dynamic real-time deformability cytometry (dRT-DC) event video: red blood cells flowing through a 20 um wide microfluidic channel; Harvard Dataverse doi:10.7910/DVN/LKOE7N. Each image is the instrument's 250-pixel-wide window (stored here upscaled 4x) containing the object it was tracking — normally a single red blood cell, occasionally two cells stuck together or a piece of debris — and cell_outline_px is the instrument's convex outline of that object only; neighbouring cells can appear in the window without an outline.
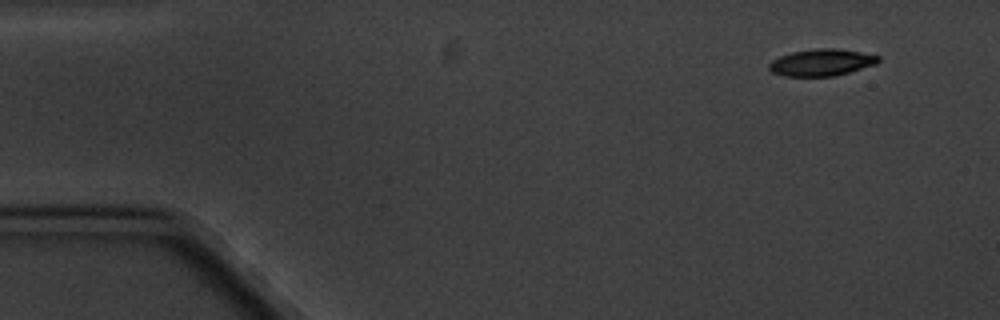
{"species": "common noctule bat (a hibernating species)", "species_latin": "Nyctalus noctula", "temperature_condition": "cold", "stored_images_in_passage": 16, "camera_frame_rate_fps": 3000, "um_per_image_px": 0.085, "animal": {"sex": "male", "body_mass_g": 20.1, "forearm_length_mm": 53.5}, "frame": {"image": 1, "passage_image": 1, "time_ms": 0.0, "image_size_px": [1000, 320], "cell_outline_px": [[880, 60], [876, 64], [848, 72], [832, 76], [784, 76], [772, 72], [768, 68], [768, 64], [772, 60], [780, 56], [792, 52], [816, 48], [836, 48], [860, 52], [880, 56]], "centroid_in_image_um": [69.81, 5.3], "position_along_channel_um": 15.2, "area_um2": 16.99}}
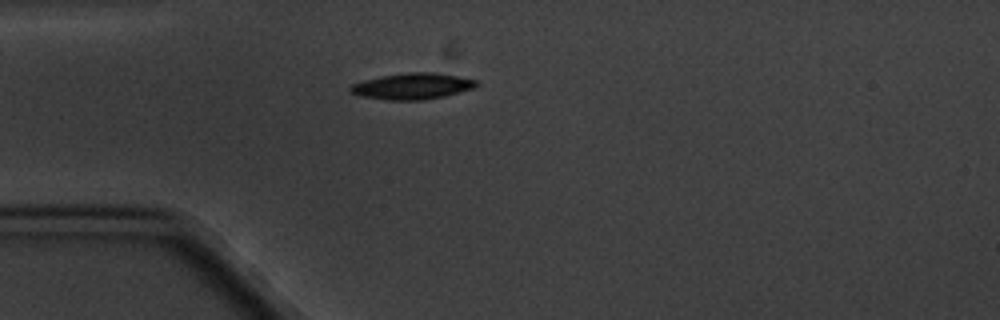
{"frame": {"image": 2, "passage_image": 4, "time_ms": 3.667, "image_size_px": [1000, 320], "cell_outline_px": [[480, 84], [472, 88], [444, 96], [424, 100], [388, 100], [360, 96], [352, 92], [348, 88], [352, 84], [364, 80], [380, 76], [408, 72], [436, 72], [460, 76], [476, 80]], "centroid_in_image_um": [35.06, 7.32], "position_along_channel_um": 49.9, "area_um2": 19.25}}
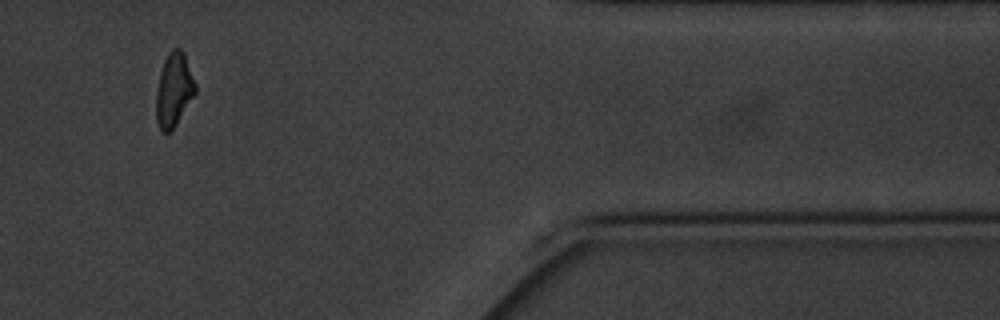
{"frame": {"image": 3, "passage_image": 14, "time_ms": 15.333, "image_size_px": [1000, 320], "cell_outline_px": [[196, 92], [172, 128], [168, 132], [164, 132], [160, 128], [156, 120], [156, 88], [160, 72], [164, 60], [168, 52], [172, 48], [180, 48], [184, 52], [196, 84]], "centroid_in_image_um": [14.76, 7.57], "position_along_channel_um": 396.6, "area_um2": 16.59}, "authors_computed_cell_mechanics": {"area_um2": 17.5712, "velocity_mm_per_s": 3.3405, "shape_relaxation_time_tau1_ms": 3.9025, "shape_relaxation_time_tau2_ms": null, "deformation_change_tau1": 0.1393, "deformation_change_tau2": null}}